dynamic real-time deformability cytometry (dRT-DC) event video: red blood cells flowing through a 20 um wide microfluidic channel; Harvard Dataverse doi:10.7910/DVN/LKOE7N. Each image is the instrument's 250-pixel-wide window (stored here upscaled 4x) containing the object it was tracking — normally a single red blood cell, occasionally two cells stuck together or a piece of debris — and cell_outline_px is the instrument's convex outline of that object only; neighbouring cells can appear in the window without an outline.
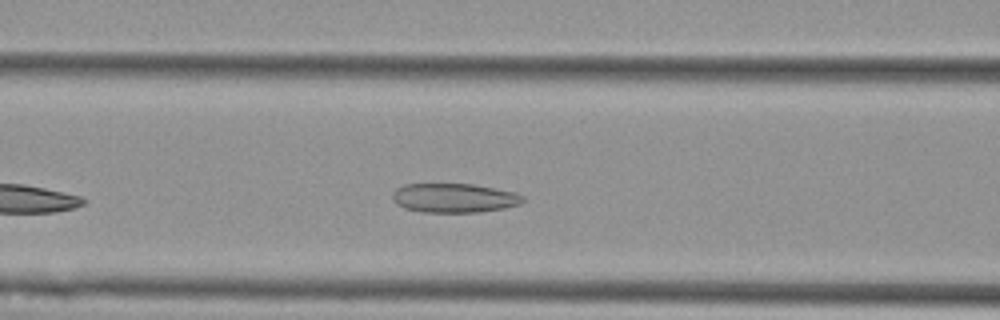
{"species": "Egyptian fruit bat (a non-hibernating species)", "species_latin": "Rousettus aegyptiacus", "temperature_condition": "cold", "stored_images_in_passage": 22, "camera_frame_rate_fps": 3000, "um_per_image_px": 0.085, "animal": {"sex": "female"}, "frame": {"image": 1, "passage_image": 11, "time_ms": 3.333, "image_size_px": [1000, 320], "cell_outline_px": [[524, 200], [520, 204], [504, 208], [480, 212], [424, 212], [404, 208], [396, 204], [392, 200], [392, 192], [396, 188], [404, 184], [472, 184], [516, 192], [524, 196]], "centroid_in_image_um": [38.59, 16.82], "position_along_channel_um": 128.0, "area_um2": 22.31}}
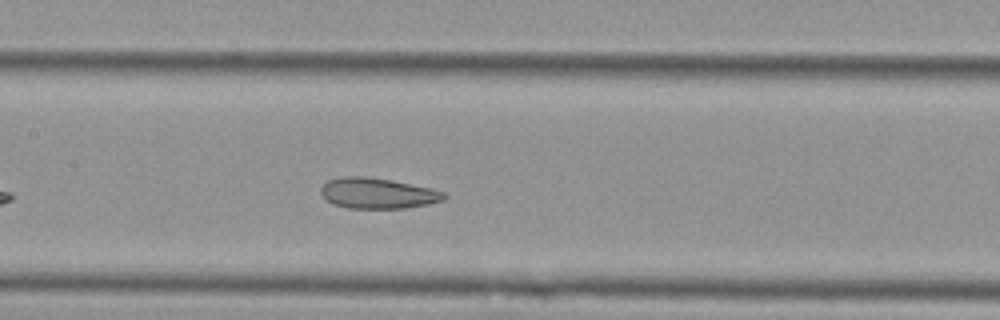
{"frame": {"image": 2, "passage_image": 15, "time_ms": 4.667, "image_size_px": [1000, 320], "cell_outline_px": [[448, 196], [444, 200], [428, 204], [404, 208], [348, 208], [332, 204], [320, 192], [320, 188], [328, 180], [340, 176], [364, 176], [392, 180], [432, 188], [444, 192]], "centroid_in_image_um": [32.11, 16.42], "position_along_channel_um": 175.3, "area_um2": 22.08}}
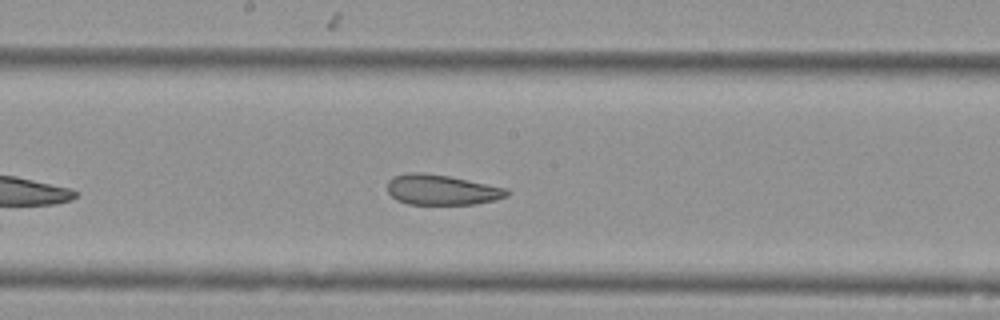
{"frame": {"image": 3, "passage_image": 18, "time_ms": 5.667, "image_size_px": [1000, 320], "cell_outline_px": [[508, 196], [476, 204], [408, 204], [396, 200], [388, 192], [388, 180], [392, 176], [412, 172], [424, 172], [448, 176], [508, 188]], "centroid_in_image_um": [37.51, 16.13], "position_along_channel_um": 210.7, "area_um2": 21.04}}